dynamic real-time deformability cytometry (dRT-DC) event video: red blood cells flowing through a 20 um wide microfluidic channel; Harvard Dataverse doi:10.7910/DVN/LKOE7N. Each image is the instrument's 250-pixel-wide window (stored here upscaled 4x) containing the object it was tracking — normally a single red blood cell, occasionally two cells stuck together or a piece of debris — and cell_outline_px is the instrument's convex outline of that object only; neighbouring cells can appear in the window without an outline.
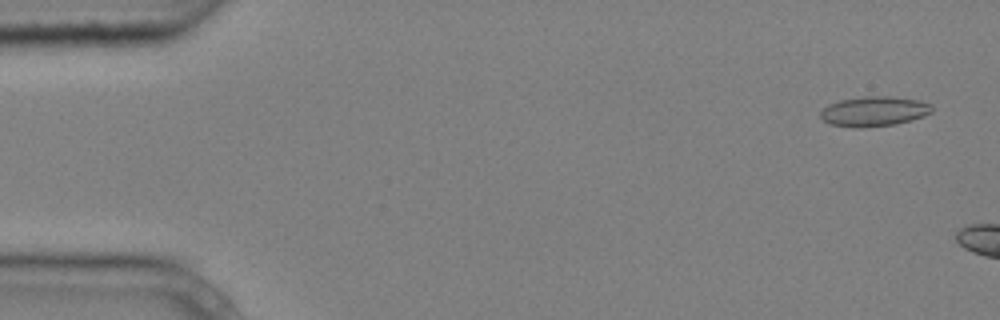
{"species": "common noctule bat (a hibernating species)", "species_latin": "Nyctalus noctula", "temperature_condition": "cold", "stored_images_in_passage": 3, "camera_frame_rate_fps": 3000, "um_per_image_px": 0.085, "animal": {"sex": "male", "body_mass_g": 20.4}, "frame": {"image": 1, "passage_image": 1, "time_ms": 0.0, "image_size_px": [1000, 320], "cell_outline_px": [[932, 112], [924, 116], [912, 120], [896, 124], [860, 128], [856, 128], [832, 124], [824, 120], [820, 116], [820, 112], [828, 104], [840, 100], [864, 96], [888, 96], [920, 100], [932, 104]], "centroid_in_image_um": [74.32, 9.46], "position_along_channel_um": 10.7, "area_um2": 19.48}}